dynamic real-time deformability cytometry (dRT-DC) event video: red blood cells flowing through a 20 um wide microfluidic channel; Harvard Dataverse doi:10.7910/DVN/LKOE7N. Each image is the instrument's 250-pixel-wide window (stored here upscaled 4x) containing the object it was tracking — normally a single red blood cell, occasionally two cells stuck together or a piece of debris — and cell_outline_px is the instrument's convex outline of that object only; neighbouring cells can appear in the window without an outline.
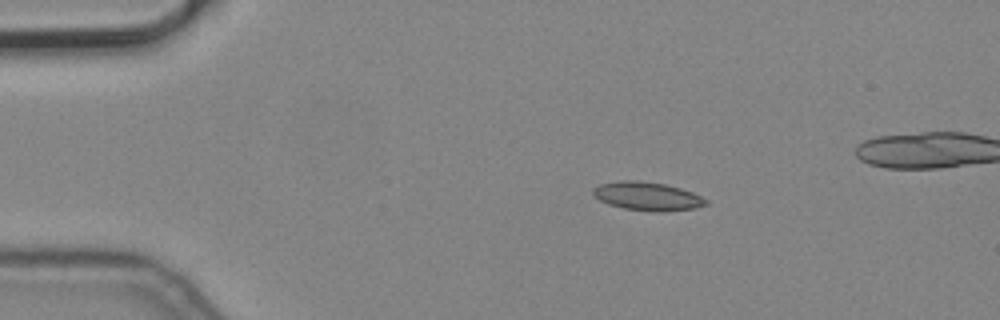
{"species": "common noctule bat (a hibernating species)", "species_latin": "Nyctalus noctula", "temperature_condition": "cold", "stored_images_in_passage": 8, "camera_frame_rate_fps": 3000, "um_per_image_px": 0.085, "animal": {"sex": "male", "body_mass_g": 19.2, "forearm_length_mm": 51.8}, "frame": {"image": 1, "passage_image": 1, "time_ms": 0.0, "image_size_px": [1000, 320], "cell_outline_px": [[708, 204], [696, 208], [660, 212], [652, 212], [624, 208], [608, 204], [600, 200], [592, 192], [592, 188], [600, 184], [620, 180], [636, 180], [664, 184], [680, 188], [692, 192], [708, 200]], "centroid_in_image_um": [55.03, 16.68], "position_along_channel_um": 30.0, "area_um2": 18.73}}
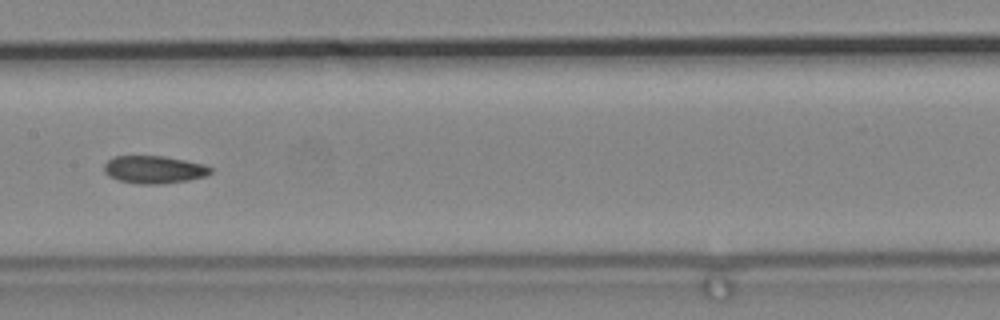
{"frame": {"image": 2, "passage_image": 6, "time_ms": 1.667, "image_size_px": [1000, 320], "cell_outline_px": [[212, 172], [208, 176], [188, 180], [160, 184], [140, 184], [120, 180], [108, 176], [104, 172], [104, 164], [112, 156], [164, 156], [204, 164], [212, 168]], "centroid_in_image_um": [13.1, 14.41], "position_along_channel_um": 194.3, "area_um2": 17.22}}
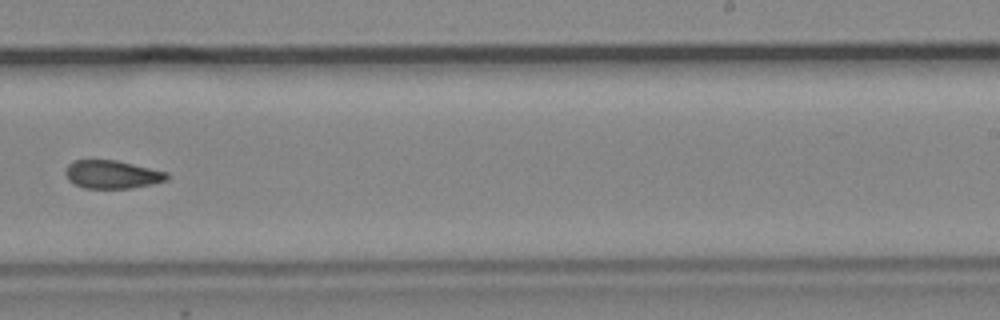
{"frame": {"image": 3, "passage_image": 8, "time_ms": 2.333, "image_size_px": [1000, 320], "cell_outline_px": [[168, 180], [152, 184], [132, 188], [84, 188], [68, 180], [64, 172], [68, 164], [72, 160], [116, 160], [168, 172]], "centroid_in_image_um": [9.52, 14.82], "position_along_channel_um": 279.5, "area_um2": 16.7}}